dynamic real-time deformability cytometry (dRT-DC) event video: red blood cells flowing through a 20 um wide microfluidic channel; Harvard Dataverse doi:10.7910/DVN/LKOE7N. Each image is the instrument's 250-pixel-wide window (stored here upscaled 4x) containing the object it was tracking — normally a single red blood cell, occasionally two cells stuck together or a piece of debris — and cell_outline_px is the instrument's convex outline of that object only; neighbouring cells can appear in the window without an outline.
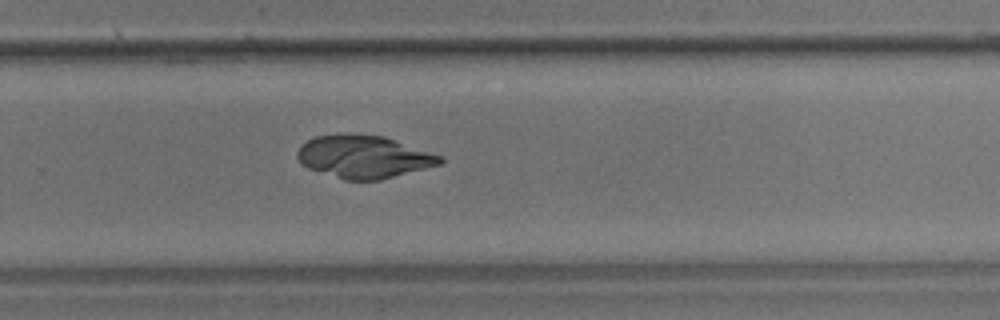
{"species": "common noctule bat (a hibernating species)", "species_latin": "Nyctalus noctula", "temperature_condition": "room temperature", "stored_images_in_passage": 43, "camera_frame_rate_fps": 3000, "um_per_image_px": 0.085, "animal": {"sex": "male", "body_mass_g": 17.9}, "frame": {"image": 1, "passage_image": 25, "time_ms": 8.0, "image_size_px": [1000, 320], "cell_outline_px": [[444, 160], [440, 164], [380, 180], [344, 180], [308, 168], [300, 164], [296, 156], [296, 152], [300, 144], [316, 136], [384, 136], [440, 156]], "centroid_in_image_um": [30.87, 13.36], "position_along_channel_um": 298.9, "area_um2": 34.62}}